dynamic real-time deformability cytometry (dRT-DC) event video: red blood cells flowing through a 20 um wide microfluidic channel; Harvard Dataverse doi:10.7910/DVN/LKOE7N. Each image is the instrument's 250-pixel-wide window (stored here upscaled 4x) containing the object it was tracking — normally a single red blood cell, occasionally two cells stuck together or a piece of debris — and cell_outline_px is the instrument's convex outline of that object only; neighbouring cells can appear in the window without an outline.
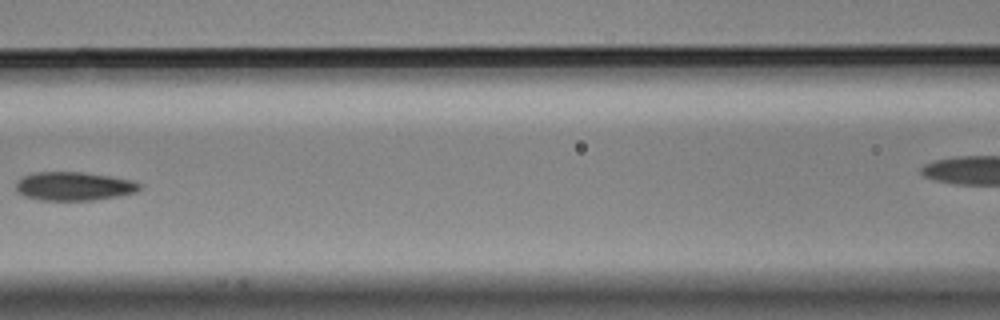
{"species": "Egyptian fruit bat (a non-hibernating species)", "species_latin": "Rousettus aegyptiacus", "temperature_condition": "cold", "stored_images_in_passage": 8, "segment_of_instrument_passage": [1, 2], "camera_frame_rate_fps": 3000, "um_per_image_px": 0.085, "animal": {"sex": "male"}, "frame": {"image": 1, "passage_image": 7, "time_ms": 2.0, "image_size_px": [1000, 320], "cell_outline_px": [[144, 184], [136, 192], [96, 200], [40, 200], [24, 196], [16, 192], [16, 184], [24, 176], [36, 172], [80, 172], [112, 176], [132, 180]], "centroid_in_image_um": [6.31, 15.83], "position_along_channel_um": 160.3, "area_um2": 20.63}}